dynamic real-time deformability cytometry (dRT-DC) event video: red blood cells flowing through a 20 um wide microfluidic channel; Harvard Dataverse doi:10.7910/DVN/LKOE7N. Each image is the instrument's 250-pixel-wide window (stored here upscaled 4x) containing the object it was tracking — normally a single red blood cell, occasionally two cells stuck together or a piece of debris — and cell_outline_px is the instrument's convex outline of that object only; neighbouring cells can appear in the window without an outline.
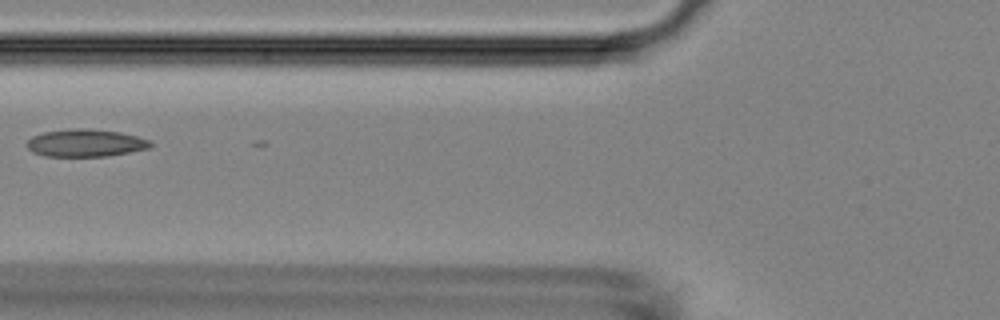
{"species": "Egyptian fruit bat (a non-hibernating species)", "species_latin": "Rousettus aegyptiacus", "temperature_condition": "room temperature", "stored_images_in_passage": 5, "camera_frame_rate_fps": 3000, "um_per_image_px": 0.085, "animal": {"sex": "female"}, "frame": {"image": 1, "passage_image": 5, "time_ms": 5.333, "image_size_px": [1000, 320], "cell_outline_px": [[152, 148], [108, 156], [44, 156], [32, 152], [24, 144], [32, 136], [44, 132], [72, 128], [88, 128], [120, 132], [152, 140]], "centroid_in_image_um": [7.28, 12.15], "position_along_channel_um": 118.5, "area_um2": 20.06}}